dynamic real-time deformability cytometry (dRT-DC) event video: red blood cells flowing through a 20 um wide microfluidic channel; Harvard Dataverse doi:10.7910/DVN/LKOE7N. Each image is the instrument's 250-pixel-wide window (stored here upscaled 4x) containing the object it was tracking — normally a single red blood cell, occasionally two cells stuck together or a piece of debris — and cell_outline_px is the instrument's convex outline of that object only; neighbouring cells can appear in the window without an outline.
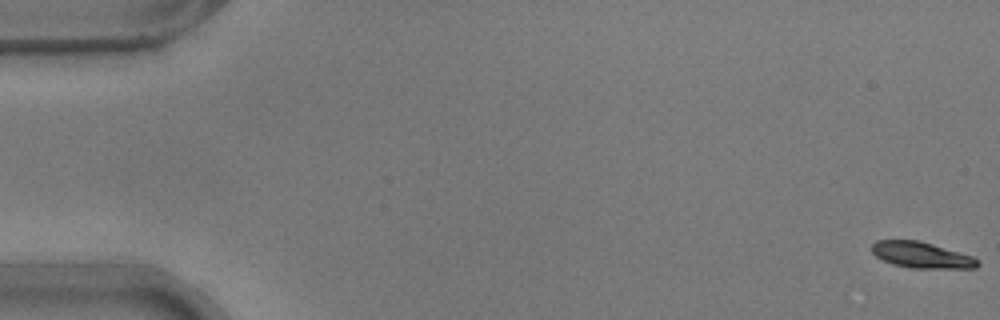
{"species": "common noctule bat (a hibernating species)", "species_latin": "Nyctalus noctula", "temperature_condition": "warm", "stored_images_in_passage": 55, "camera_frame_rate_fps": 3000, "um_per_image_px": 0.085, "animal": {"sex": "male", "body_mass_g": 17.9}, "frame": {"image": 1, "passage_image": 1, "time_ms": 0.0, "image_size_px": [1000, 320], "cell_outline_px": [[980, 264], [976, 268], [912, 268], [892, 264], [876, 256], [872, 252], [872, 244], [876, 240], [920, 240], [972, 256], [980, 260]], "centroid_in_image_um": [78.34, 21.67], "position_along_channel_um": 6.7, "area_um2": 16.07}}
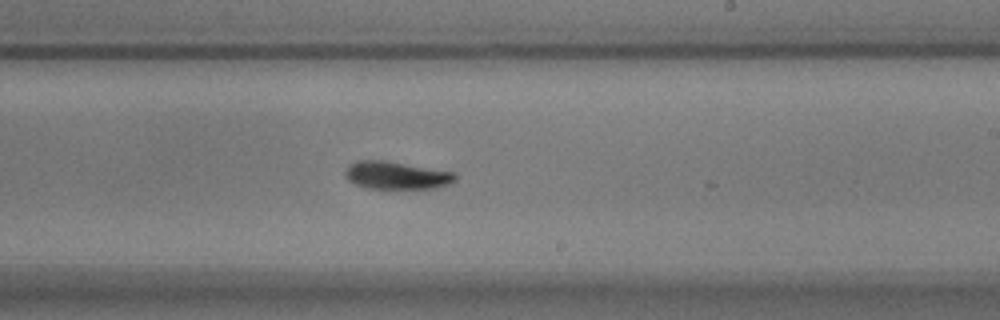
{"frame": {"image": 2, "passage_image": 33, "time_ms": 10.667, "image_size_px": [1000, 320], "cell_outline_px": [[456, 180], [448, 184], [432, 188], [368, 188], [356, 184], [348, 180], [344, 172], [348, 164], [356, 160], [384, 160], [456, 172]], "centroid_in_image_um": [33.68, 14.88], "position_along_channel_um": 255.3, "area_um2": 17.74}}
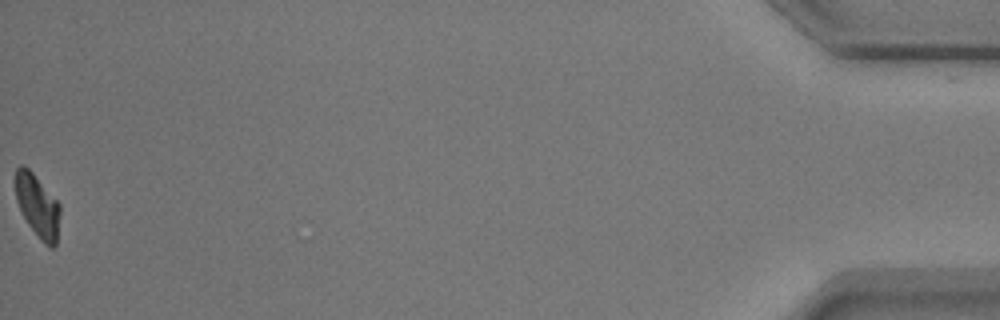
{"frame": {"image": 3, "passage_image": 55, "time_ms": 18.0, "image_size_px": [1000, 320], "cell_outline_px": [[60, 212], [56, 244], [52, 248], [48, 248], [40, 240], [28, 224], [20, 212], [16, 200], [16, 168], [20, 164], [24, 164], [32, 172], [60, 204]], "centroid_in_image_um": [3.19, 17.52], "position_along_channel_um": 432.0, "area_um2": 16.36}, "authors_computed_cell_mechanics": {"area_um2": 17.7446, "velocity_mm_per_s": 3.7409, "shape_relaxation_time_tau1_ms": 3.1836, "shape_relaxation_time_tau2_ms": 8.6273, "deformation_change_tau1": 0.1315, "deformation_change_tau2": 0.1314}}